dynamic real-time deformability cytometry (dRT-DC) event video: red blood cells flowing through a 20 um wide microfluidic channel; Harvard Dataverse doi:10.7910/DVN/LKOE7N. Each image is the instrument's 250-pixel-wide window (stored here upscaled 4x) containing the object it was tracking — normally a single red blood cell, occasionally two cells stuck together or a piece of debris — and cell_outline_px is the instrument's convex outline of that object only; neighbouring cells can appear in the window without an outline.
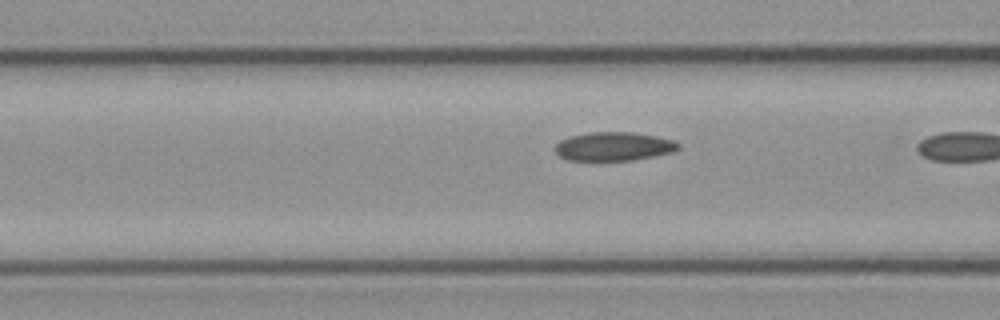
{"species": "common noctule bat (a hibernating species)", "species_latin": "Nyctalus noctula", "temperature_condition": "cold", "stored_images_in_passage": 20, "camera_frame_rate_fps": 3000, "um_per_image_px": 0.085, "animal": {"sex": "female", "body_mass_g": 21.9}, "frame": {"image": 1, "passage_image": 19, "time_ms": 6.0, "image_size_px": [1000, 320], "cell_outline_px": [[680, 148], [672, 152], [632, 160], [564, 160], [552, 148], [560, 140], [568, 136], [588, 132], [632, 132], [656, 136], [676, 140], [680, 144]], "centroid_in_image_um": [52.14, 12.43], "position_along_channel_um": 114.5, "area_um2": 20.81}}